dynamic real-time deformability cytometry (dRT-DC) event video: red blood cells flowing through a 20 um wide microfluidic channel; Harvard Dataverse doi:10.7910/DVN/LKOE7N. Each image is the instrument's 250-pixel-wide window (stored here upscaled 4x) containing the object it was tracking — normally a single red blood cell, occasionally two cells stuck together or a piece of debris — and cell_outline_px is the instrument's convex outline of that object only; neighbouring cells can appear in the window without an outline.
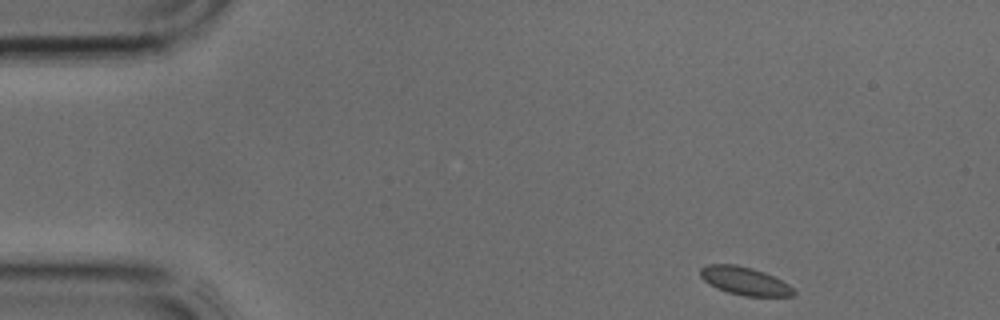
{"species": "common noctule bat (a hibernating species)", "species_latin": "Nyctalus noctula", "temperature_condition": "cold", "stored_images_in_passage": 36, "camera_frame_rate_fps": 3000, "um_per_image_px": 0.085, "animal": {"sex": "male", "body_mass_g": 17.9, "forearm_length_mm": 54.2}, "frame": {"image": 1, "passage_image": 1, "time_ms": 0.0, "image_size_px": [1000, 320], "cell_outline_px": [[796, 292], [792, 296], [744, 296], [728, 292], [716, 288], [708, 284], [700, 276], [700, 268], [708, 264], [736, 264], [752, 268], [764, 272], [788, 284]], "centroid_in_image_um": [63.26, 23.88], "position_along_channel_um": 21.7, "area_um2": 15.2}}
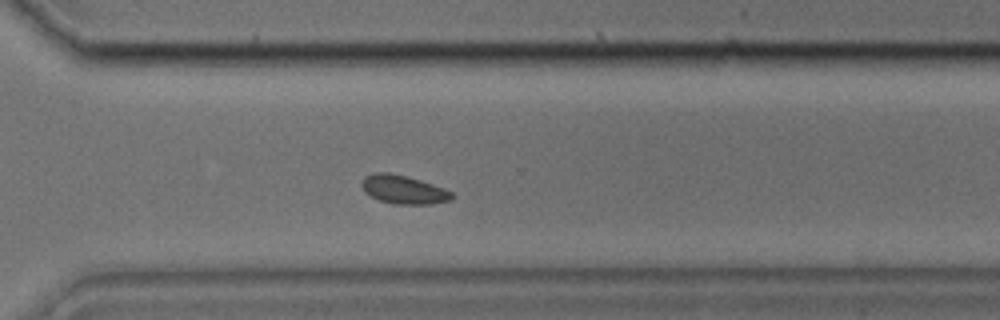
{"frame": {"image": 2, "passage_image": 25, "time_ms": 8.0, "image_size_px": [1000, 320], "cell_outline_px": [[456, 196], [452, 200], [428, 204], [396, 204], [380, 200], [364, 192], [360, 184], [364, 176], [372, 172], [388, 172], [420, 180], [444, 188], [452, 192]], "centroid_in_image_um": [34.29, 16.11], "position_along_channel_um": 336.3, "area_um2": 15.03}}
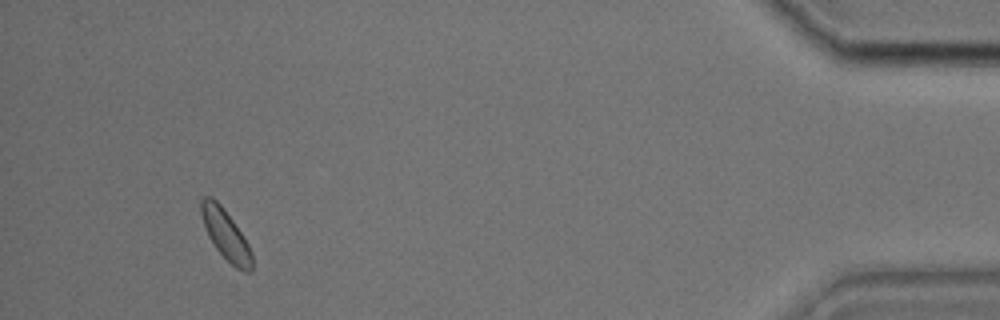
{"frame": {"image": 3, "passage_image": 34, "time_ms": 11.0, "image_size_px": [1000, 320], "cell_outline_px": [[252, 272], [244, 272], [236, 268], [216, 248], [208, 236], [200, 212], [200, 200], [204, 196], [212, 196], [224, 208], [244, 236], [252, 252]], "centroid_in_image_um": [19.19, 19.92], "position_along_channel_um": 416.0, "area_um2": 14.8}}